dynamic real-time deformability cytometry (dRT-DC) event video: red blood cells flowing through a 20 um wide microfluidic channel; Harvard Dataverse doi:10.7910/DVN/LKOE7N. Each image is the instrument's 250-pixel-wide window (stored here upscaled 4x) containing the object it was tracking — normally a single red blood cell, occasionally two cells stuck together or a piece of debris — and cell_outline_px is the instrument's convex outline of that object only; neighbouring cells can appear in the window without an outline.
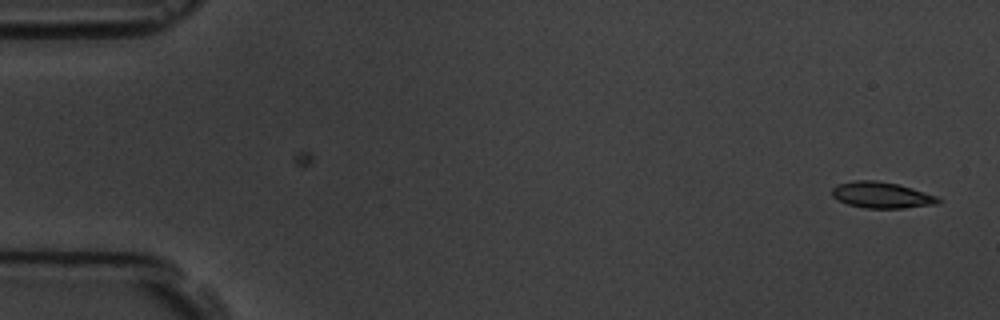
{"species": "common noctule bat (a hibernating species)", "species_latin": "Nyctalus noctula", "temperature_condition": "room temperature", "stored_images_in_passage": 2, "camera_frame_rate_fps": 3000, "um_per_image_px": 0.085, "animal": {"sex": "male", "body_mass_g": 19.5, "forearm_length_mm": 54.6}, "frame": {"image": 1, "passage_image": 2, "time_ms": 1.333, "image_size_px": [1000, 320], "cell_outline_px": [[944, 200], [936, 204], [904, 208], [864, 208], [848, 204], [836, 200], [832, 196], [832, 188], [836, 184], [856, 180], [876, 180], [896, 184], [912, 188], [936, 196]], "centroid_in_image_um": [74.91, 16.58], "position_along_channel_um": 10.1, "area_um2": 16.24}}